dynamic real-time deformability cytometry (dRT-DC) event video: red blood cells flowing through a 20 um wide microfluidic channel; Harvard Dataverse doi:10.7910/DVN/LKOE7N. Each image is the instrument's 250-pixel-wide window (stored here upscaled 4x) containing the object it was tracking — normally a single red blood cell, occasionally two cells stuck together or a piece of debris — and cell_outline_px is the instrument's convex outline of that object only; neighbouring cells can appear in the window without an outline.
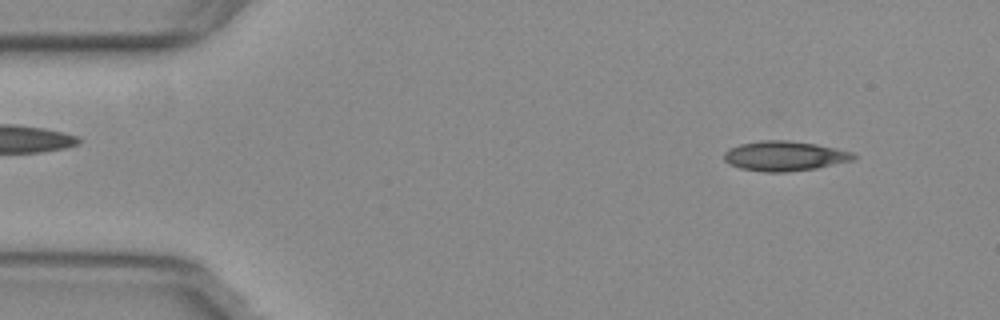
{"species": "common noctule bat (a hibernating species)", "species_latin": "Nyctalus noctula", "temperature_condition": "warm", "stored_images_in_passage": 42, "camera_frame_rate_fps": 3000, "um_per_image_px": 0.085, "animal": {"sex": "female", "body_mass_g": 29.2, "forearm_length_mm": 56.3}, "frame": {"image": 1, "passage_image": 5, "time_ms": 1.333, "image_size_px": [1000, 320], "cell_outline_px": [[856, 156], [852, 160], [816, 168], [788, 172], [764, 172], [740, 168], [724, 160], [724, 152], [728, 148], [740, 144], [760, 140], [788, 140], [816, 144], [852, 152]], "centroid_in_image_um": [66.65, 13.25], "position_along_channel_um": 18.3, "area_um2": 22.37}}
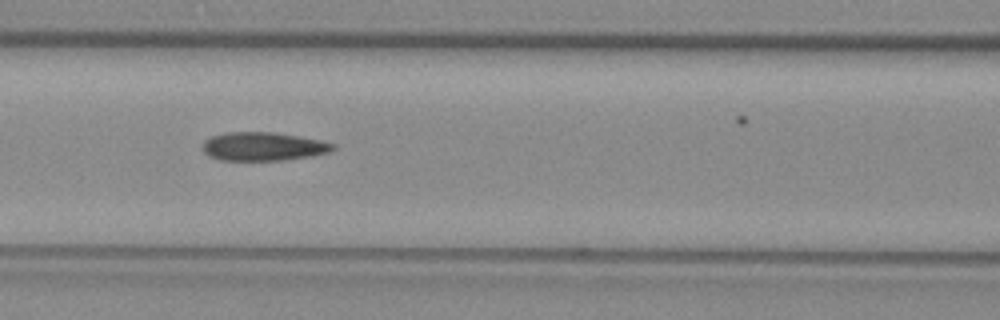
{"frame": {"image": 2, "passage_image": 22, "time_ms": 7.0, "image_size_px": [1000, 320], "cell_outline_px": [[336, 148], [328, 152], [312, 156], [284, 160], [220, 160], [208, 156], [204, 152], [200, 144], [204, 140], [212, 136], [224, 132], [272, 132], [320, 140], [336, 144]], "centroid_in_image_um": [22.33, 12.45], "position_along_channel_um": 144.3, "area_um2": 21.79}}
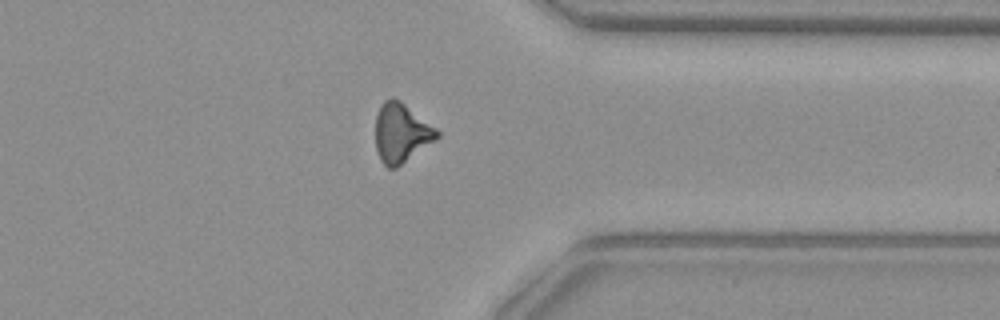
{"frame": {"image": 3, "passage_image": 41, "time_ms": 13.333, "image_size_px": [1000, 320], "cell_outline_px": [[440, 136], [436, 140], [396, 168], [388, 168], [380, 160], [376, 148], [376, 116], [384, 100], [392, 96], [400, 100], [436, 128], [440, 132]], "centroid_in_image_um": [34.11, 11.3], "position_along_channel_um": 377.3, "area_um2": 21.15}}